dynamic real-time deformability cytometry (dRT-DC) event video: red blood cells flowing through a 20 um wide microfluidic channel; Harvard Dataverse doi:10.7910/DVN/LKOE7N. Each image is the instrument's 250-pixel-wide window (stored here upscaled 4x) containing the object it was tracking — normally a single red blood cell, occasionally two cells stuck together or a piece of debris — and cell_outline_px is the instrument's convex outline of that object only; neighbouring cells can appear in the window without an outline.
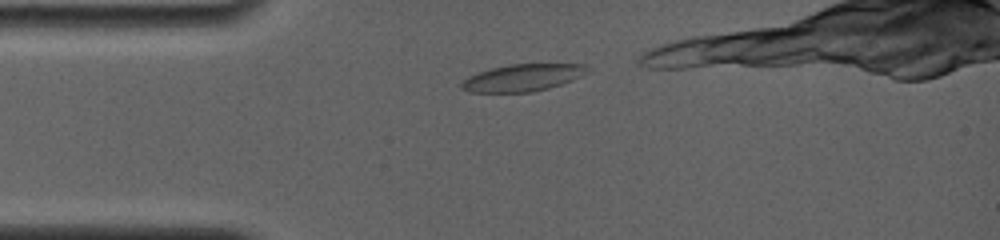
{"species": "common noctule bat (a hibernating species)", "species_latin": "Nyctalus noctula", "temperature_condition": "room temperature", "stored_images_in_passage": 4, "camera_frame_rate_fps": 4000, "um_per_image_px": 0.085, "animal": {"sex": "female", "body_mass_g": 19.0, "forearm_length_mm": 56.7}, "frame": {"image": 1, "passage_image": 1, "time_ms": 0.0, "image_size_px": [1000, 240], "cell_outline_px": [[588, 72], [572, 80], [548, 88], [532, 92], [468, 92], [460, 88], [460, 84], [468, 76], [492, 68], [508, 64], [588, 64]], "centroid_in_image_um": [44.42, 6.6], "position_along_channel_um": 40.6, "area_um2": 19.77}}